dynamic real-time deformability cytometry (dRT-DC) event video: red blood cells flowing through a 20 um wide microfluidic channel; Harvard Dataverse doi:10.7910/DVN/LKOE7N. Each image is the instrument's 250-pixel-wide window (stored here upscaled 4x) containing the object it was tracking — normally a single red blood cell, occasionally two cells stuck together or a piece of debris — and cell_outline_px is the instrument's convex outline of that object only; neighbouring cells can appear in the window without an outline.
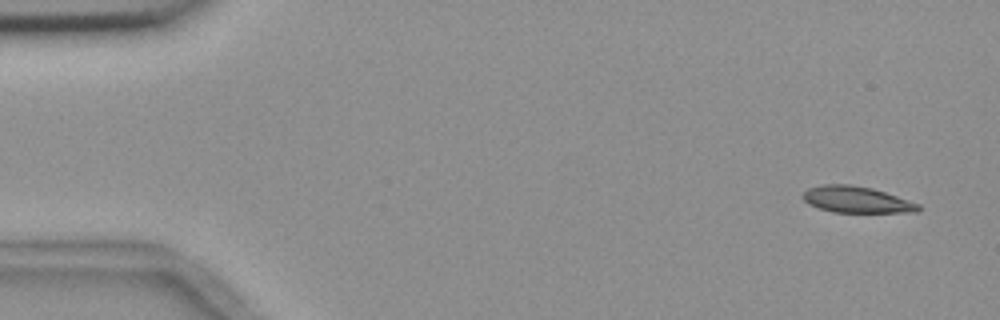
{"species": "common noctule bat (a hibernating species)", "species_latin": "Nyctalus noctula", "temperature_condition": "room temperature", "stored_images_in_passage": 5, "camera_frame_rate_fps": 3000, "um_per_image_px": 0.085, "animal": {"sex": "female", "body_mass_g": 18.4}, "frame": {"image": 1, "passage_image": 1, "time_ms": 0.0, "image_size_px": [1000, 320], "cell_outline_px": [[920, 212], [832, 212], [808, 204], [800, 196], [808, 188], [824, 184], [848, 184], [872, 188], [920, 204]], "centroid_in_image_um": [72.78, 16.97], "position_along_channel_um": 12.2, "area_um2": 17.69}}